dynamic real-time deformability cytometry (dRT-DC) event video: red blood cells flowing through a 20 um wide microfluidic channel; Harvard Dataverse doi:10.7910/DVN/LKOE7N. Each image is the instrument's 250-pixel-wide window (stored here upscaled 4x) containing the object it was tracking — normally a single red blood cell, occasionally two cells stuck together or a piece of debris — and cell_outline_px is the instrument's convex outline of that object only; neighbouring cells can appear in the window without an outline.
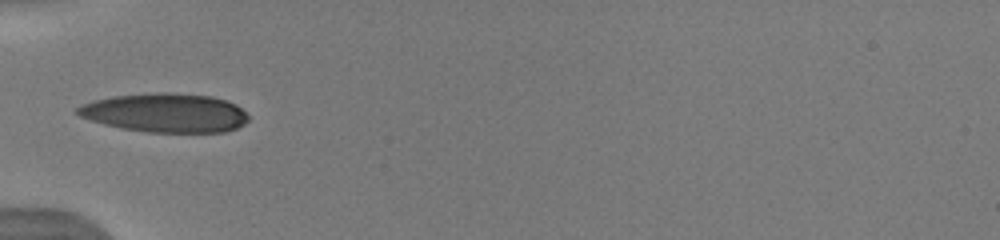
{"species": "human", "species_latin": "Homo sapiens", "temperature_condition": "warm", "stored_images_in_passage": 37, "camera_frame_rate_fps": 3000, "um_per_image_px": 0.085, "donor": {"sex": "male"}, "frame": {"image": 1, "passage_image": 1, "time_ms": 0.0, "image_size_px": [1000, 240], "cell_outline_px": [[248, 120], [244, 124], [236, 128], [224, 132], [148, 132], [120, 128], [104, 124], [80, 116], [76, 112], [76, 108], [84, 104], [96, 100], [112, 96], [156, 92], [168, 92], [212, 96], [228, 100], [236, 104], [248, 116]], "centroid_in_image_um": [14.08, 9.58], "position_along_channel_um": 70.9, "area_um2": 38.73}, "authors_computed_cell_mechanics": {"area_um2": 36.5874, "velocity_mm_per_s": 4.0033, "shape_relaxation_time_tau1_ms": 4.4374, "shape_relaxation_time_tau2_ms": 1.0458, "deformation_change_tau1": 0.2119, "deformation_change_tau2": 0.062}}